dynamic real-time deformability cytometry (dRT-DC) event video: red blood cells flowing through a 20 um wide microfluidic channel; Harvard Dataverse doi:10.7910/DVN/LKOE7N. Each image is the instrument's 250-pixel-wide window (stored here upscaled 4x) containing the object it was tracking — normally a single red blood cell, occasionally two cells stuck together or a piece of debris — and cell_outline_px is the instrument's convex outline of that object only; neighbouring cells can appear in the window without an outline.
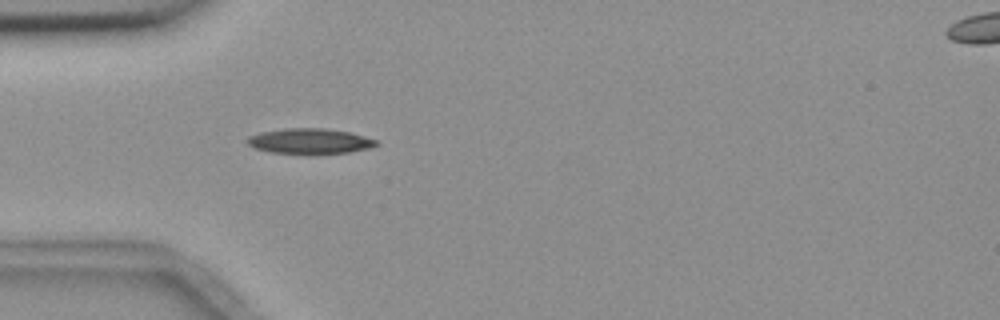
{"species": "common noctule bat (a hibernating species)", "species_latin": "Nyctalus noctula", "temperature_condition": "room temperature", "stored_images_in_passage": 1, "camera_frame_rate_fps": 3000, "um_per_image_px": 0.085, "animal": {"sex": "female", "body_mass_g": 18.4}, "frame": {"image": 1, "passage_image": 1, "time_ms": 0.0, "image_size_px": [1000, 320], "cell_outline_px": [[380, 144], [368, 148], [348, 152], [272, 152], [256, 148], [248, 144], [248, 136], [260, 132], [284, 128], [324, 128], [348, 132], [380, 140]], "centroid_in_image_um": [26.37, 11.96], "position_along_channel_um": 58.6, "area_um2": 18.44}}